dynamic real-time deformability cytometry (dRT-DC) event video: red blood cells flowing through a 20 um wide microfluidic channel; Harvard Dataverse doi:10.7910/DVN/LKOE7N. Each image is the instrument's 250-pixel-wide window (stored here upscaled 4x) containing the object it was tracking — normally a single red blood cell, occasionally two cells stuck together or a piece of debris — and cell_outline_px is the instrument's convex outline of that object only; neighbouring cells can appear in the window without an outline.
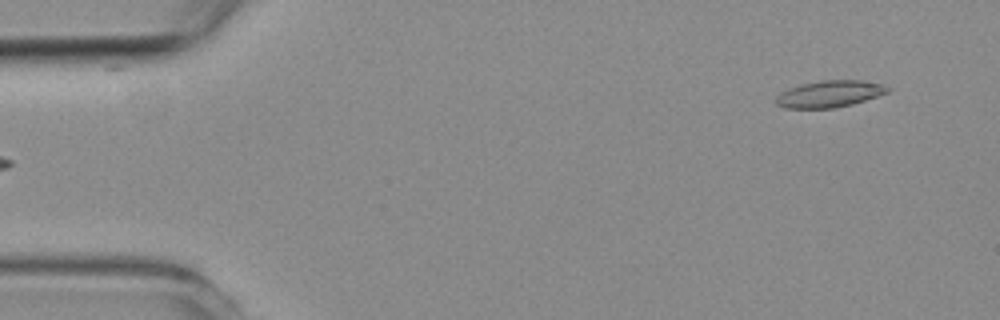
{"species": "common noctule bat (a hibernating species)", "species_latin": "Nyctalus noctula", "temperature_condition": "room temperature", "stored_images_in_passage": 5, "segment_of_instrument_passage": [2, 2], "camera_frame_rate_fps": 3000, "um_per_image_px": 0.085, "animal": {"sex": "female", "body_mass_g": 19.3, "forearm_length_mm": 54.1}, "frame": {"image": 1, "passage_image": 5, "time_ms": 4.667, "image_size_px": [1000, 320], "cell_outline_px": [[892, 88], [888, 92], [852, 104], [832, 108], [784, 108], [776, 104], [776, 96], [780, 92], [788, 88], [800, 84], [820, 80], [864, 80], [884, 84]], "centroid_in_image_um": [70.5, 7.97], "position_along_channel_um": 14.5, "area_um2": 17.51}}